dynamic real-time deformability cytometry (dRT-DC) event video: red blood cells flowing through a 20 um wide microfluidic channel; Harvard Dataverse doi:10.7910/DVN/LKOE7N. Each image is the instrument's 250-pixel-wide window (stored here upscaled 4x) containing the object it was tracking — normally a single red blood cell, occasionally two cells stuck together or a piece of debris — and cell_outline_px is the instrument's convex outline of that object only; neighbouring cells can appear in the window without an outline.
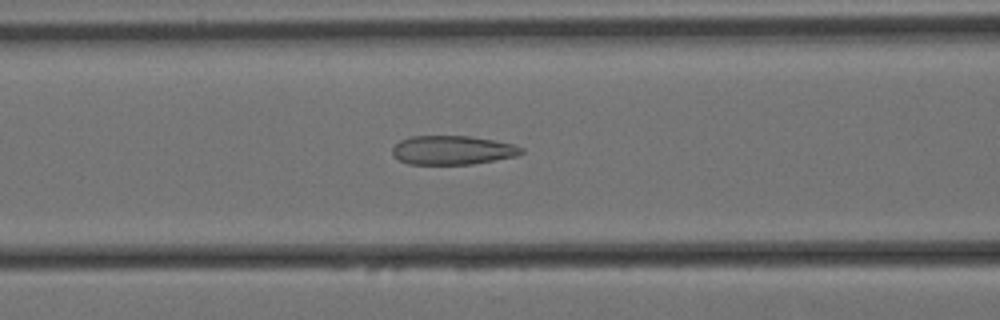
{"species": "Egyptian fruit bat (a non-hibernating species)", "species_latin": "Rousettus aegyptiacus", "temperature_condition": "cold", "stored_images_in_passage": 57, "camera_frame_rate_fps": 3000, "um_per_image_px": 0.085, "animal": {"sex": "female"}, "frame": {"image": 1, "passage_image": 21, "time_ms": 6.667, "image_size_px": [1000, 320], "cell_outline_px": [[524, 152], [516, 156], [472, 164], [408, 164], [400, 160], [392, 152], [392, 148], [400, 140], [412, 136], [472, 136], [496, 140], [512, 144], [524, 148]], "centroid_in_image_um": [38.49, 12.75], "position_along_channel_um": 128.1, "area_um2": 21.73}}
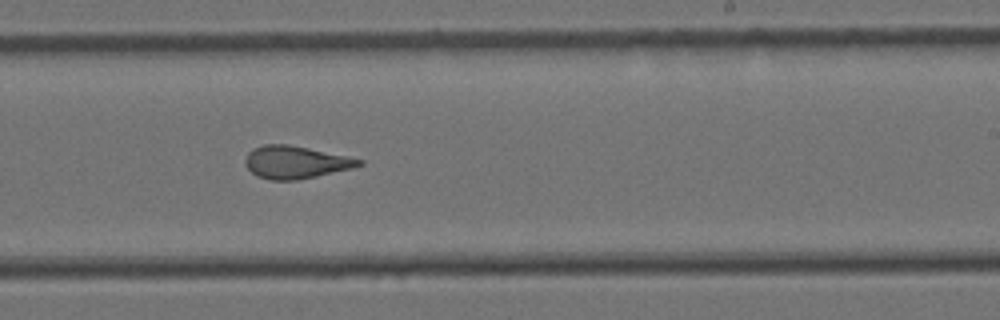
{"frame": {"image": 2, "passage_image": 33, "time_ms": 10.667, "image_size_px": [1000, 320], "cell_outline_px": [[364, 164], [352, 168], [316, 176], [296, 180], [272, 180], [256, 176], [244, 164], [244, 160], [248, 152], [252, 148], [264, 144], [288, 144], [308, 148], [364, 160]], "centroid_in_image_um": [25.08, 13.78], "position_along_channel_um": 263.9, "area_um2": 21.5}}
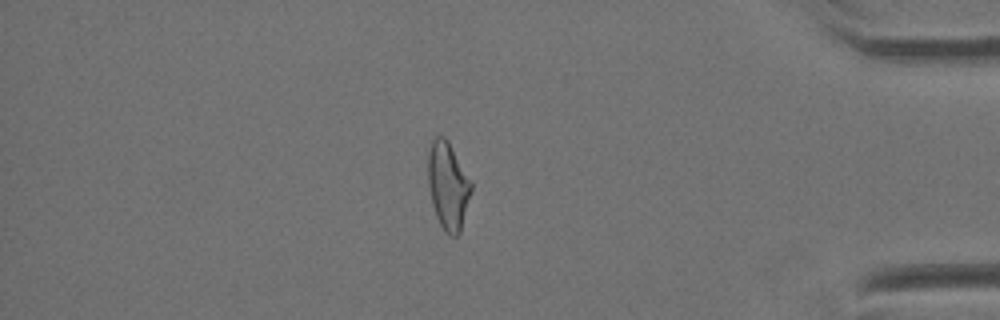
{"frame": {"image": 3, "passage_image": 48, "time_ms": 15.667, "image_size_px": [1000, 320], "cell_outline_px": [[472, 192], [460, 232], [456, 236], [448, 236], [444, 232], [436, 216], [432, 204], [428, 188], [428, 152], [432, 140], [436, 136], [444, 136], [448, 140], [472, 180]], "centroid_in_image_um": [38.09, 15.79], "position_along_channel_um": 397.1, "area_um2": 22.43}, "authors_computed_cell_mechanics": {"area_um2": 22.4264, "velocity_mm_per_s": 3.4007, "shape_relaxation_time_tau1_ms": null, "shape_relaxation_time_tau2_ms": 2.1789, "deformation_change_tau1": null, "deformation_change_tau2": 0.1137}}